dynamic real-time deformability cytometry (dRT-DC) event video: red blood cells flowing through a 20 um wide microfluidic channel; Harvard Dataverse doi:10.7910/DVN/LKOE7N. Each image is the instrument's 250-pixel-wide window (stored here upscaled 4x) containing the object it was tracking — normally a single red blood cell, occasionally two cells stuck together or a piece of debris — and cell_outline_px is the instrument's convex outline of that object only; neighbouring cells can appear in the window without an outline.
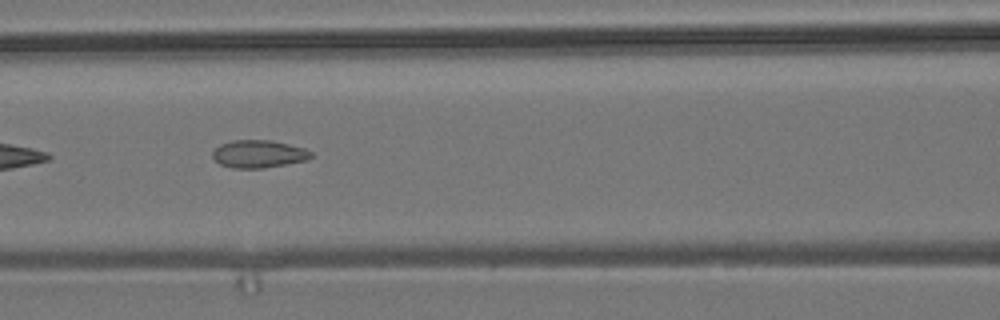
{"species": "common noctule bat (a hibernating species)", "species_latin": "Nyctalus noctula", "temperature_condition": "room temperature", "stored_images_in_passage": 8, "camera_frame_rate_fps": 3000, "um_per_image_px": 0.085, "animal": {"sex": "male", "body_mass_g": 19.2, "forearm_length_mm": 51.8}, "frame": {"image": 1, "passage_image": 4, "time_ms": 3.333, "image_size_px": [1000, 320], "cell_outline_px": [[312, 156], [308, 160], [264, 168], [232, 168], [220, 164], [212, 156], [212, 152], [220, 144], [232, 140], [272, 140], [304, 148], [312, 152]], "centroid_in_image_um": [21.99, 13.08], "position_along_channel_um": 144.6, "area_um2": 15.9}}
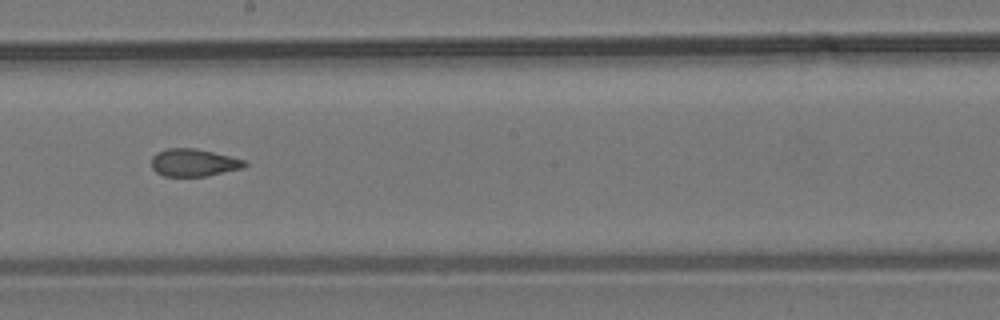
{"frame": {"image": 2, "passage_image": 6, "time_ms": 5.667, "image_size_px": [1000, 320], "cell_outline_px": [[248, 164], [244, 168], [208, 176], [164, 176], [156, 172], [152, 168], [152, 156], [156, 152], [168, 148], [196, 148], [244, 160]], "centroid_in_image_um": [16.46, 13.83], "position_along_channel_um": 231.7, "area_um2": 14.97}}
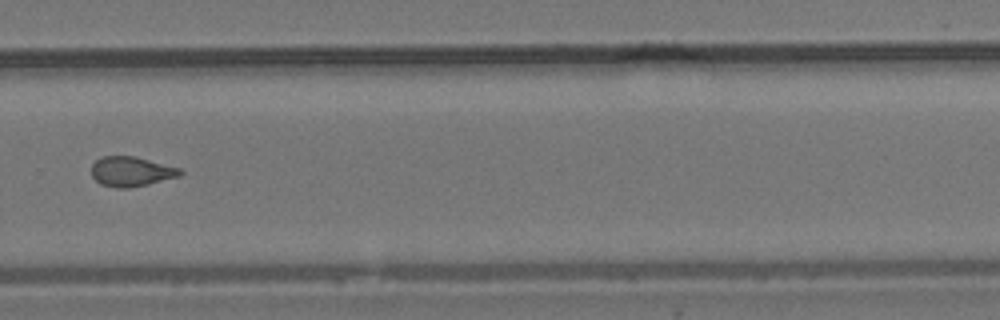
{"frame": {"image": 3, "passage_image": 8, "time_ms": 8.0, "image_size_px": [1000, 320], "cell_outline_px": [[184, 172], [180, 176], [148, 184], [128, 188], [116, 188], [100, 184], [92, 176], [92, 164], [96, 160], [104, 156], [136, 156], [180, 168]], "centroid_in_image_um": [11.17, 14.58], "position_along_channel_um": 318.6, "area_um2": 15.43}}